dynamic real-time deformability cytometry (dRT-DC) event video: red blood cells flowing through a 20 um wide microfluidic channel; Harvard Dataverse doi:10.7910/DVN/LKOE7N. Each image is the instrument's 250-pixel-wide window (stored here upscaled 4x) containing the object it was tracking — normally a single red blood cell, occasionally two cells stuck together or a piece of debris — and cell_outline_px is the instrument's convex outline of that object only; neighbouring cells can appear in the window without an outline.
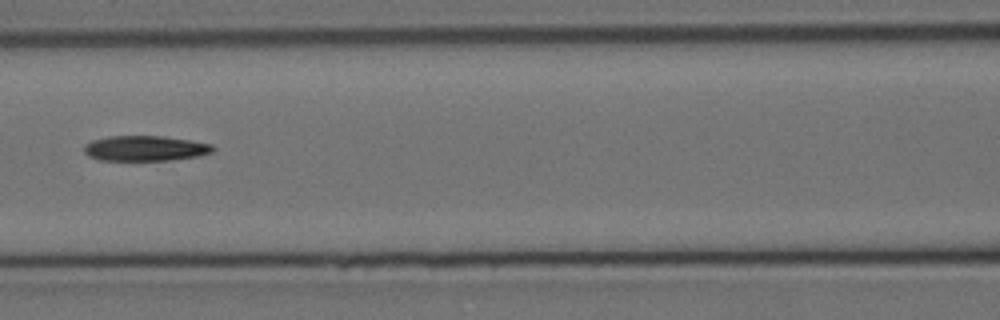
{"species": "Egyptian fruit bat (a non-hibernating species)", "species_latin": "Rousettus aegyptiacus", "temperature_condition": "cold", "stored_images_in_passage": 10, "segment_of_instrument_passage": [1, 2], "camera_frame_rate_fps": 3000, "um_per_image_px": 0.085, "animal": {"sex": "female"}, "frame": {"image": 1, "passage_image": 7, "time_ms": 7.333, "image_size_px": [1000, 320], "cell_outline_px": [[216, 148], [212, 152], [196, 156], [172, 160], [100, 160], [88, 156], [84, 152], [84, 144], [92, 140], [108, 136], [164, 136], [212, 144]], "centroid_in_image_um": [12.31, 12.6], "position_along_channel_um": 154.3, "area_um2": 18.96}}
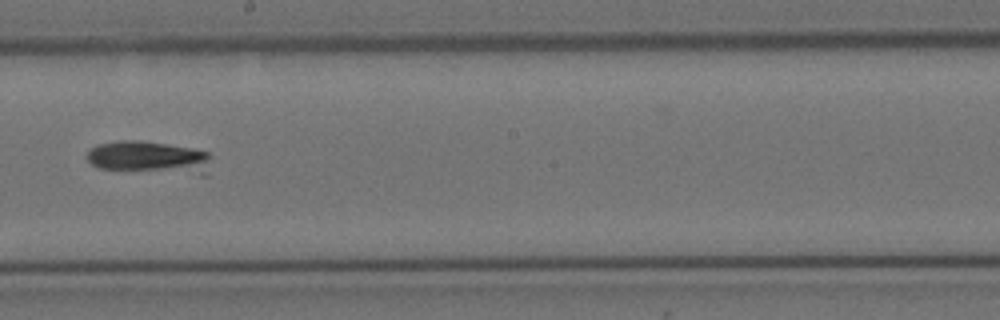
{"frame": {"image": 2, "passage_image": 9, "time_ms": 9.667, "image_size_px": [1000, 320], "cell_outline_px": [[208, 156], [200, 164], [164, 168], [100, 168], [92, 164], [84, 156], [92, 148], [100, 144], [120, 140], [140, 140], [192, 148], [208, 152]], "centroid_in_image_um": [12.18, 13.19], "position_along_channel_um": 236.0, "area_um2": 19.54}}